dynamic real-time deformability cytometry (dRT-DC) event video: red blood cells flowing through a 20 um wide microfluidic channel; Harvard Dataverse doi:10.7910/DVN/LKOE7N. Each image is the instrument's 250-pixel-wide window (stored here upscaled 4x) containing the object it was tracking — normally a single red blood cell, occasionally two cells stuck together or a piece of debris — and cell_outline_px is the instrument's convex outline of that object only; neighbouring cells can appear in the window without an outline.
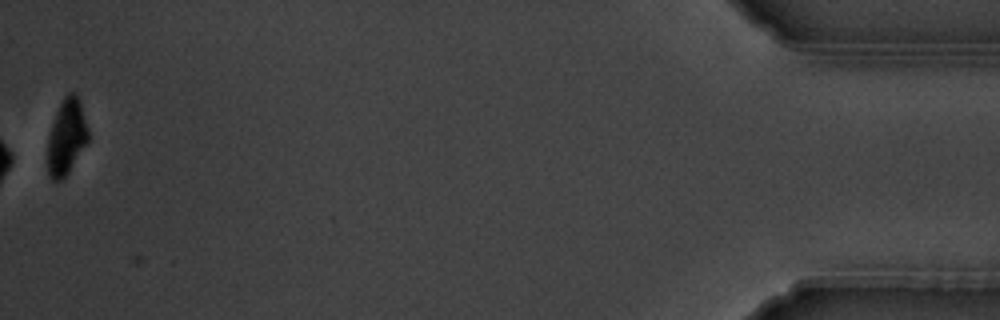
{"species": "common noctule bat (a hibernating species)", "species_latin": "Nyctalus noctula", "temperature_condition": "warm", "stored_images_in_passage": 15, "camera_frame_rate_fps": 3000, "um_per_image_px": 0.085, "animal": {"sex": "male", "body_mass_g": 19.5, "forearm_length_mm": 54.6}, "frame": {"image": 1, "passage_image": 15, "time_ms": 18.0, "image_size_px": [1000, 320], "cell_outline_px": [[88, 144], [68, 172], [60, 180], [52, 180], [48, 172], [48, 136], [56, 112], [64, 96], [68, 92], [76, 92], [80, 100], [88, 128]], "centroid_in_image_um": [5.68, 11.6], "position_along_channel_um": 429.5, "area_um2": 17.92}, "authors_computed_cell_mechanics": {"area_um2": 22.9466, "velocity_mm_per_s": 3.6988, "shape_relaxation_time_tau1_ms": 1.6502, "shape_relaxation_time_tau2_ms": null, "deformation_change_tau1": 0.0729, "deformation_change_tau2": null}}